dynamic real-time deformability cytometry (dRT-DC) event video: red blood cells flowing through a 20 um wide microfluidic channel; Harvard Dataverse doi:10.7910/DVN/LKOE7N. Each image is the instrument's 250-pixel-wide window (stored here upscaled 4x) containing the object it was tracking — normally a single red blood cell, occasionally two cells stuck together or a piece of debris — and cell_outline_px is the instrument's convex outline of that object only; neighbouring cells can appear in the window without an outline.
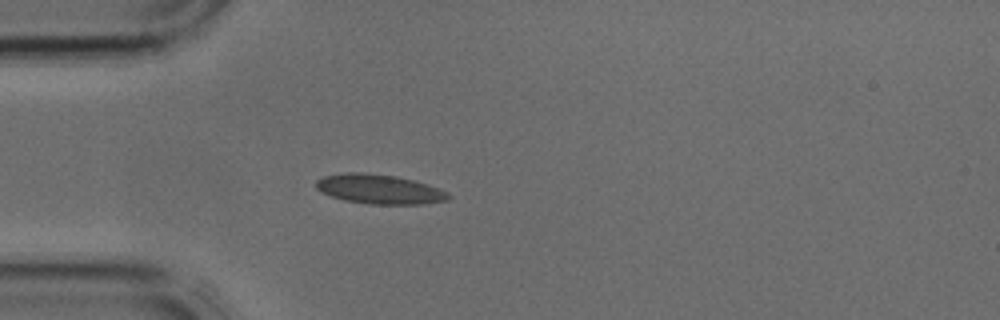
{"species": "common noctule bat (a hibernating species)", "species_latin": "Nyctalus noctula", "temperature_condition": "cold", "stored_images_in_passage": 31, "camera_frame_rate_fps": 3000, "um_per_image_px": 0.085, "animal": {"sex": "male", "body_mass_g": 17.9, "forearm_length_mm": 54.2}, "frame": {"image": 1, "passage_image": 1, "time_ms": 0.0, "image_size_px": [1000, 320], "cell_outline_px": [[452, 196], [448, 200], [424, 204], [368, 204], [344, 200], [332, 196], [316, 188], [316, 180], [324, 176], [344, 172], [360, 172], [396, 176], [428, 184], [448, 192]], "centroid_in_image_um": [32.27, 16.08], "position_along_channel_um": 52.7, "area_um2": 22.72}}
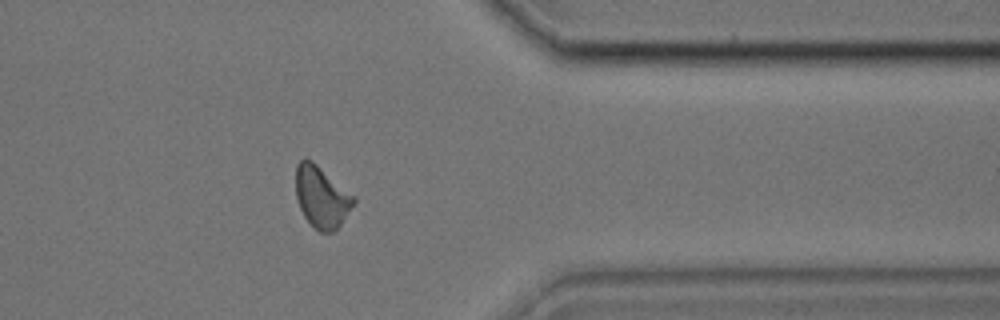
{"frame": {"image": 2, "passage_image": 23, "time_ms": 7.333, "image_size_px": [1000, 320], "cell_outline_px": [[356, 200], [340, 224], [332, 232], [320, 232], [304, 216], [300, 208], [296, 196], [296, 164], [304, 156], [312, 160], [356, 196]], "centroid_in_image_um": [27.33, 16.69], "position_along_channel_um": 384.1, "area_um2": 20.69}}
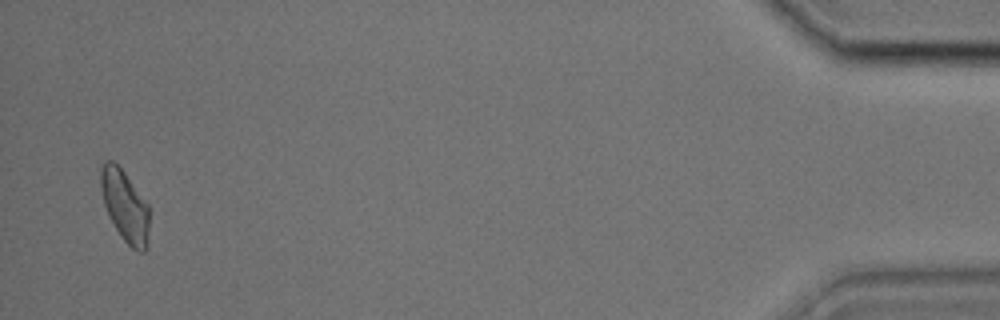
{"frame": {"image": 3, "passage_image": 30, "time_ms": 9.667, "image_size_px": [1000, 320], "cell_outline_px": [[148, 248], [144, 252], [140, 252], [132, 248], [120, 236], [108, 216], [104, 204], [100, 188], [100, 168], [104, 160], [112, 160], [124, 172], [148, 204]], "centroid_in_image_um": [10.6, 17.51], "position_along_channel_um": 424.6, "area_um2": 20.29}}